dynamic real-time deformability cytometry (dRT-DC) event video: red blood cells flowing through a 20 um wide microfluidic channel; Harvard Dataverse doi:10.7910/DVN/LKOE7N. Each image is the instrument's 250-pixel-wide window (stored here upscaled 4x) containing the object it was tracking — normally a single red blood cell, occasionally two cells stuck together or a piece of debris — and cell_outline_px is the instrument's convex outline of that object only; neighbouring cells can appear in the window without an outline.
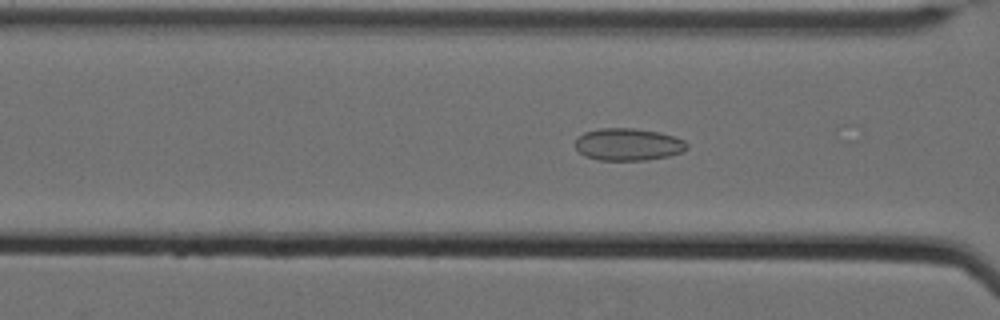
{"species": "Egyptian fruit bat (a non-hibernating species)", "species_latin": "Rousettus aegyptiacus", "temperature_condition": "cold", "stored_images_in_passage": 50, "camera_frame_rate_fps": 3000, "um_per_image_px": 0.085, "animal": {"sex": "female"}, "frame": {"image": 1, "passage_image": 17, "time_ms": 5.333, "image_size_px": [1000, 320], "cell_outline_px": [[688, 148], [684, 152], [668, 156], [644, 160], [600, 160], [584, 156], [576, 148], [576, 140], [584, 132], [600, 128], [632, 128], [660, 132], [684, 140], [688, 144]], "centroid_in_image_um": [53.41, 12.27], "position_along_channel_um": 113.2, "area_um2": 20.98}}
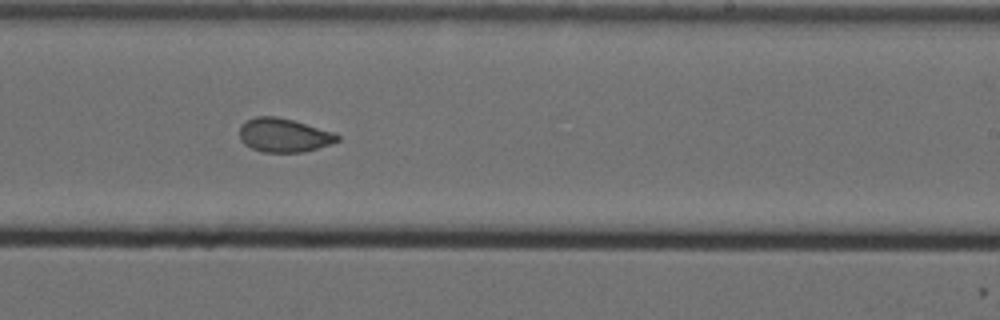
{"frame": {"image": 2, "passage_image": 30, "time_ms": 9.667, "image_size_px": [1000, 320], "cell_outline_px": [[340, 140], [332, 144], [304, 152], [264, 152], [252, 148], [244, 144], [240, 140], [240, 124], [256, 116], [276, 116], [292, 120], [332, 132], [340, 136]], "centroid_in_image_um": [24.12, 11.5], "position_along_channel_um": 264.9, "area_um2": 19.19}}
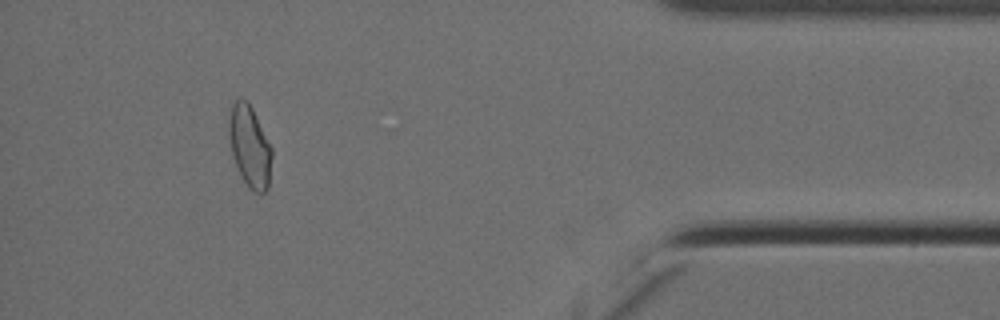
{"frame": {"image": 3, "passage_image": 46, "time_ms": 15.0, "image_size_px": [1000, 320], "cell_outline_px": [[272, 156], [268, 188], [264, 192], [252, 192], [244, 180], [232, 156], [228, 132], [228, 124], [232, 104], [240, 96], [248, 100], [272, 148]], "centroid_in_image_um": [21.22, 12.41], "position_along_channel_um": 414.0, "area_um2": 20.35}, "authors_computed_cell_mechanics": {"area_um2": 20.23, "velocity_mm_per_s": 3.4966, "shape_relaxation_time_tau1_ms": null, "shape_relaxation_time_tau2_ms": 1.6341, "deformation_change_tau1": null, "deformation_change_tau2": 0.0631}}